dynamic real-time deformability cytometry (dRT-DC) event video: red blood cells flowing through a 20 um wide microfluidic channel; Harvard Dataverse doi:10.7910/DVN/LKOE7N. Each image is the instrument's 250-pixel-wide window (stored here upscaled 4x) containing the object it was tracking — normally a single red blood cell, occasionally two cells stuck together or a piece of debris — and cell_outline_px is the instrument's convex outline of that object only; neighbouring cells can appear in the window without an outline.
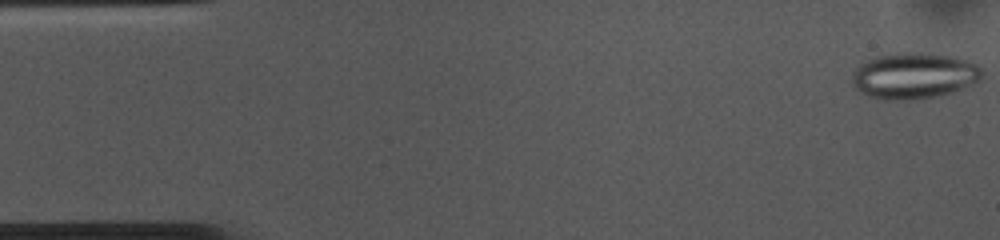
{"species": "common noctule bat (a hibernating species)", "species_latin": "Nyctalus noctula", "temperature_condition": "cold", "stored_images_in_passage": 54, "camera_frame_rate_fps": 3000, "um_per_image_px": 0.085, "animal": {"sex": "female", "body_mass_g": 10.0, "forearm_length_mm": 53.1}, "frame": {"image": 1, "passage_image": 1, "time_ms": 0.0, "image_size_px": [1000, 240], "cell_outline_px": [[980, 80], [952, 92], [912, 100], [880, 100], [868, 96], [860, 92], [852, 84], [852, 76], [856, 68], [860, 64], [876, 56], [896, 52], [924, 52], [956, 56], [968, 60], [976, 64], [980, 68]], "centroid_in_image_um": [77.65, 6.42], "position_along_channel_um": 7.4, "area_um2": 35.03}}
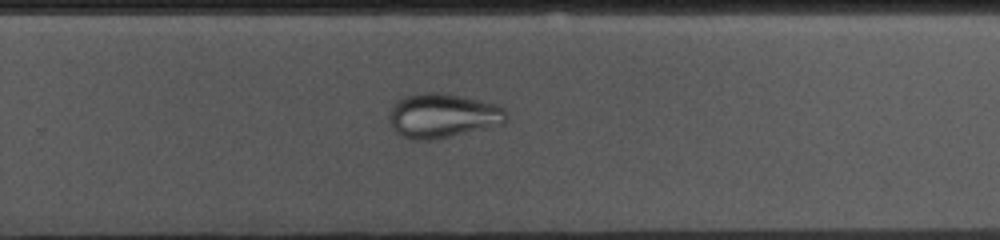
{"frame": {"image": 2, "passage_image": 34, "time_ms": 11.0, "image_size_px": [1000, 240], "cell_outline_px": [[508, 120], [504, 124], [436, 140], [412, 140], [396, 132], [392, 128], [388, 120], [388, 116], [396, 100], [404, 96], [420, 92], [436, 92], [460, 96], [496, 104], [504, 108], [508, 112]], "centroid_in_image_um": [37.63, 9.84], "position_along_channel_um": 292.2, "area_um2": 30.69}}
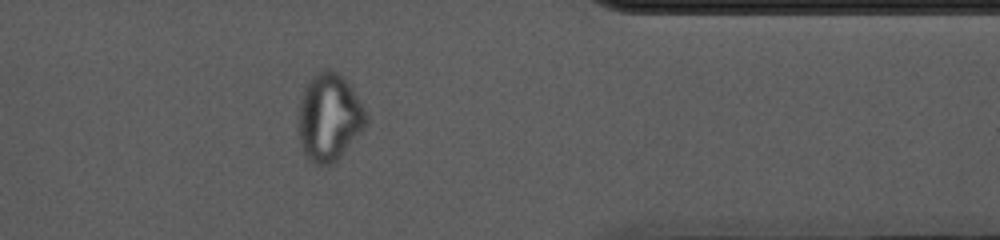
{"frame": {"image": 3, "passage_image": 43, "time_ms": 14.0, "image_size_px": [1000, 240], "cell_outline_px": [[368, 124], [340, 156], [328, 168], [320, 168], [312, 164], [308, 160], [300, 148], [300, 96], [308, 80], [316, 72], [324, 68], [332, 68], [344, 76], [348, 80], [364, 108], [368, 116]], "centroid_in_image_um": [27.99, 9.98], "position_along_channel_um": 383.4, "area_um2": 35.2}}